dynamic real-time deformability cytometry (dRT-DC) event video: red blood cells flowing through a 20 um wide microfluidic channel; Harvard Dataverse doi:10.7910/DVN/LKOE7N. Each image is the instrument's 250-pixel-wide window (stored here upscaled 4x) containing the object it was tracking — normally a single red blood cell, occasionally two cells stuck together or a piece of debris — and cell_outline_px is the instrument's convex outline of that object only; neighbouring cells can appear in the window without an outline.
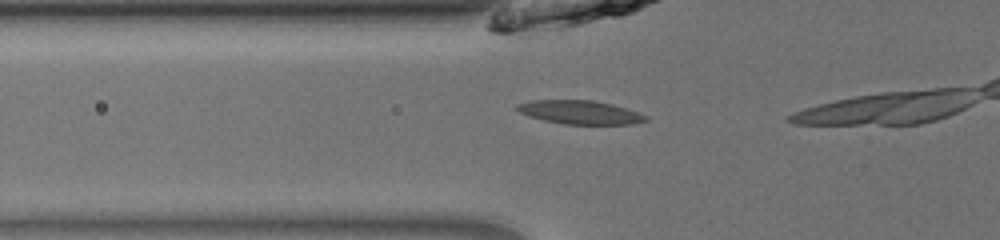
{"species": "common noctule bat (a hibernating species)", "species_latin": "Nyctalus noctula", "temperature_condition": "room temperature", "stored_images_in_passage": 8, "camera_frame_rate_fps": 3000, "um_per_image_px": 0.085, "animal": {"sex": "male", "body_mass_g": 13.0, "forearm_length_mm": 53.1}, "frame": {"image": 1, "passage_image": 6, "time_ms": 1.667, "image_size_px": [1000, 240], "cell_outline_px": [[648, 120], [632, 124], [564, 124], [544, 120], [528, 116], [520, 112], [516, 108], [516, 104], [528, 100], [592, 100], [612, 104], [648, 116]], "centroid_in_image_um": [49.26, 9.54], "position_along_channel_um": 76.5, "area_um2": 17.63}}